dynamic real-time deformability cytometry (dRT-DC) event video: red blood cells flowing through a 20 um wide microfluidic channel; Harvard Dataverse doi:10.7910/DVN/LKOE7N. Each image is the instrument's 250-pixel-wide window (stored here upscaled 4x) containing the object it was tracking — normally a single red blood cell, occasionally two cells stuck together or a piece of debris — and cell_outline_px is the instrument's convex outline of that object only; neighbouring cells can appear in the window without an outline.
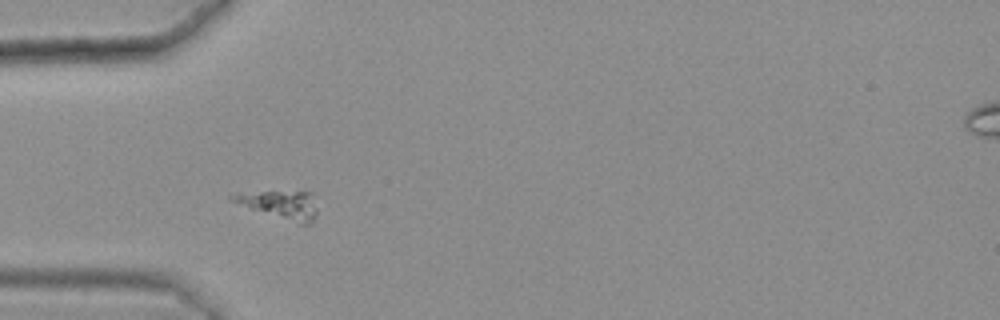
{"species": "common noctule bat (a hibernating species)", "species_latin": "Nyctalus noctula", "temperature_condition": "warm", "stored_images_in_passage": 30, "camera_frame_rate_fps": 3000, "um_per_image_px": 0.085, "animal": {"sex": "female", "body_mass_g": 25.1}, "frame": {"image": 1, "passage_image": 1, "time_ms": 0.0, "image_size_px": [1000, 320], "cell_outline_px": [[316, 216], [312, 224], [300, 224], [228, 200], [228, 196], [240, 192], [312, 192], [316, 208]], "centroid_in_image_um": [23.85, 17.39], "position_along_channel_um": 61.1, "area_um2": 13.58}}
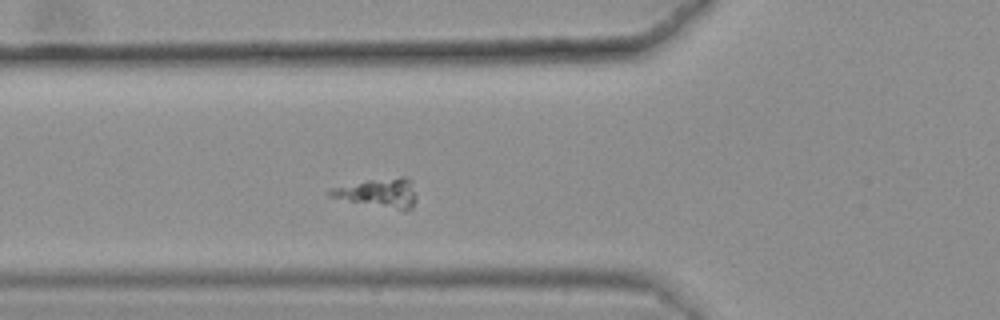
{"frame": {"image": 2, "passage_image": 4, "time_ms": 1.0, "image_size_px": [1000, 320], "cell_outline_px": [[416, 200], [412, 208], [396, 208], [348, 200], [328, 196], [328, 188], [368, 180], [400, 176], [404, 176], [412, 180], [416, 196]], "centroid_in_image_um": [32.2, 16.34], "position_along_channel_um": 93.6, "area_um2": 14.16}}
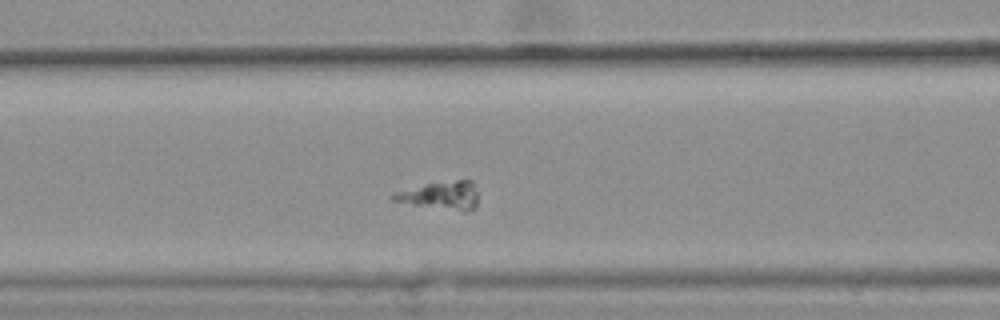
{"frame": {"image": 3, "passage_image": 7, "time_ms": 2.0, "image_size_px": [1000, 320], "cell_outline_px": [[476, 208], [464, 212], [392, 200], [392, 192], [428, 184], [456, 180], [472, 180], [476, 192]], "centroid_in_image_um": [37.5, 16.61], "position_along_channel_um": 129.1, "area_um2": 13.47}}